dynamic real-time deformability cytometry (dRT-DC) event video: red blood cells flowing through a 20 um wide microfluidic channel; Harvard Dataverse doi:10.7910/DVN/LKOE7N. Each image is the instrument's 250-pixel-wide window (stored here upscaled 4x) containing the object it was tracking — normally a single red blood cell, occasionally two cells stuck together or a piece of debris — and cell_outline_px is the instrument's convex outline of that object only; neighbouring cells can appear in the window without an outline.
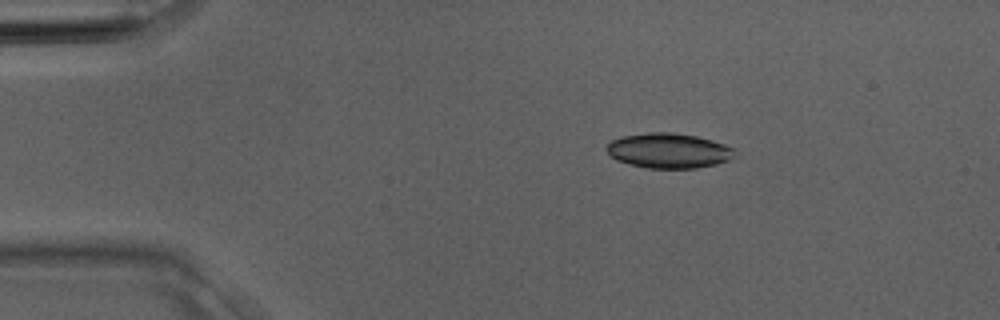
{"species": "Egyptian fruit bat (a non-hibernating species)", "species_latin": "Rousettus aegyptiacus", "temperature_condition": "room temperature", "stored_images_in_passage": 2, "camera_frame_rate_fps": 3000, "um_per_image_px": 0.085, "animal": {"sex": "male"}, "frame": {"image": 1, "passage_image": 1, "time_ms": 0.0, "image_size_px": [1000, 320], "cell_outline_px": [[736, 156], [728, 160], [716, 164], [696, 168], [648, 168], [628, 164], [616, 160], [604, 148], [612, 140], [620, 136], [648, 132], [672, 132], [696, 136], [712, 140], [736, 148]], "centroid_in_image_um": [56.85, 12.8], "position_along_channel_um": 28.2, "area_um2": 26.36}}